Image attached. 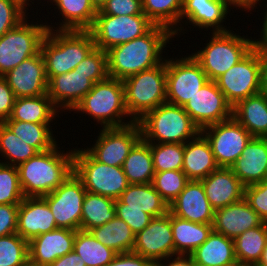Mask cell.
I'll return each mask as SVG.
<instances>
[{"label":"cell","instance_id":"26","mask_svg":"<svg viewBox=\"0 0 267 266\" xmlns=\"http://www.w3.org/2000/svg\"><path fill=\"white\" fill-rule=\"evenodd\" d=\"M230 169L245 187L264 181L267 174V138L253 137Z\"/></svg>","mask_w":267,"mask_h":266},{"label":"cell","instance_id":"47","mask_svg":"<svg viewBox=\"0 0 267 266\" xmlns=\"http://www.w3.org/2000/svg\"><path fill=\"white\" fill-rule=\"evenodd\" d=\"M27 10L17 0H0V37L25 20L29 14Z\"/></svg>","mask_w":267,"mask_h":266},{"label":"cell","instance_id":"50","mask_svg":"<svg viewBox=\"0 0 267 266\" xmlns=\"http://www.w3.org/2000/svg\"><path fill=\"white\" fill-rule=\"evenodd\" d=\"M97 14L116 16L144 14L142 0H107Z\"/></svg>","mask_w":267,"mask_h":266},{"label":"cell","instance_id":"14","mask_svg":"<svg viewBox=\"0 0 267 266\" xmlns=\"http://www.w3.org/2000/svg\"><path fill=\"white\" fill-rule=\"evenodd\" d=\"M86 192L82 180L73 172L57 189L42 196L50 207L57 228L80 229Z\"/></svg>","mask_w":267,"mask_h":266},{"label":"cell","instance_id":"31","mask_svg":"<svg viewBox=\"0 0 267 266\" xmlns=\"http://www.w3.org/2000/svg\"><path fill=\"white\" fill-rule=\"evenodd\" d=\"M59 111L48 94L35 97L15 98L14 106L8 120L37 124H52Z\"/></svg>","mask_w":267,"mask_h":266},{"label":"cell","instance_id":"63","mask_svg":"<svg viewBox=\"0 0 267 266\" xmlns=\"http://www.w3.org/2000/svg\"><path fill=\"white\" fill-rule=\"evenodd\" d=\"M264 181L267 183V174H266V176H265V179H264Z\"/></svg>","mask_w":267,"mask_h":266},{"label":"cell","instance_id":"3","mask_svg":"<svg viewBox=\"0 0 267 266\" xmlns=\"http://www.w3.org/2000/svg\"><path fill=\"white\" fill-rule=\"evenodd\" d=\"M95 47L90 31L48 29L41 44L48 81L74 70Z\"/></svg>","mask_w":267,"mask_h":266},{"label":"cell","instance_id":"13","mask_svg":"<svg viewBox=\"0 0 267 266\" xmlns=\"http://www.w3.org/2000/svg\"><path fill=\"white\" fill-rule=\"evenodd\" d=\"M219 167L230 168L253 136L232 116L201 130Z\"/></svg>","mask_w":267,"mask_h":266},{"label":"cell","instance_id":"1","mask_svg":"<svg viewBox=\"0 0 267 266\" xmlns=\"http://www.w3.org/2000/svg\"><path fill=\"white\" fill-rule=\"evenodd\" d=\"M173 38L166 27L154 25L143 36L111 47L107 50L108 76L123 81L159 65L165 59L163 50Z\"/></svg>","mask_w":267,"mask_h":266},{"label":"cell","instance_id":"6","mask_svg":"<svg viewBox=\"0 0 267 266\" xmlns=\"http://www.w3.org/2000/svg\"><path fill=\"white\" fill-rule=\"evenodd\" d=\"M231 29L226 32H211V39L200 50L191 52L193 58L201 65L210 81H215L231 67L236 65L252 49V37L240 35ZM251 38V39H250Z\"/></svg>","mask_w":267,"mask_h":266},{"label":"cell","instance_id":"11","mask_svg":"<svg viewBox=\"0 0 267 266\" xmlns=\"http://www.w3.org/2000/svg\"><path fill=\"white\" fill-rule=\"evenodd\" d=\"M154 24L145 14L116 16L96 14L89 30L97 48L103 51L146 34Z\"/></svg>","mask_w":267,"mask_h":266},{"label":"cell","instance_id":"9","mask_svg":"<svg viewBox=\"0 0 267 266\" xmlns=\"http://www.w3.org/2000/svg\"><path fill=\"white\" fill-rule=\"evenodd\" d=\"M28 21L29 17L0 37V76L41 51L48 27L42 20Z\"/></svg>","mask_w":267,"mask_h":266},{"label":"cell","instance_id":"39","mask_svg":"<svg viewBox=\"0 0 267 266\" xmlns=\"http://www.w3.org/2000/svg\"><path fill=\"white\" fill-rule=\"evenodd\" d=\"M73 250L81 256L86 266H105L117 252L96 240L90 231L77 230Z\"/></svg>","mask_w":267,"mask_h":266},{"label":"cell","instance_id":"60","mask_svg":"<svg viewBox=\"0 0 267 266\" xmlns=\"http://www.w3.org/2000/svg\"><path fill=\"white\" fill-rule=\"evenodd\" d=\"M91 2L97 10H100L107 0H91Z\"/></svg>","mask_w":267,"mask_h":266},{"label":"cell","instance_id":"45","mask_svg":"<svg viewBox=\"0 0 267 266\" xmlns=\"http://www.w3.org/2000/svg\"><path fill=\"white\" fill-rule=\"evenodd\" d=\"M24 198L17 167L0 163V204H20Z\"/></svg>","mask_w":267,"mask_h":266},{"label":"cell","instance_id":"30","mask_svg":"<svg viewBox=\"0 0 267 266\" xmlns=\"http://www.w3.org/2000/svg\"><path fill=\"white\" fill-rule=\"evenodd\" d=\"M232 116L253 136L267 138V96L261 92L239 101Z\"/></svg>","mask_w":267,"mask_h":266},{"label":"cell","instance_id":"25","mask_svg":"<svg viewBox=\"0 0 267 266\" xmlns=\"http://www.w3.org/2000/svg\"><path fill=\"white\" fill-rule=\"evenodd\" d=\"M206 197L216 210L244 198L245 186L230 168L219 167L206 178L201 179Z\"/></svg>","mask_w":267,"mask_h":266},{"label":"cell","instance_id":"24","mask_svg":"<svg viewBox=\"0 0 267 266\" xmlns=\"http://www.w3.org/2000/svg\"><path fill=\"white\" fill-rule=\"evenodd\" d=\"M263 222L243 198L215 210L213 231L234 240L246 230L260 226Z\"/></svg>","mask_w":267,"mask_h":266},{"label":"cell","instance_id":"53","mask_svg":"<svg viewBox=\"0 0 267 266\" xmlns=\"http://www.w3.org/2000/svg\"><path fill=\"white\" fill-rule=\"evenodd\" d=\"M105 266H154V264L148 258L131 251L117 253L115 258Z\"/></svg>","mask_w":267,"mask_h":266},{"label":"cell","instance_id":"21","mask_svg":"<svg viewBox=\"0 0 267 266\" xmlns=\"http://www.w3.org/2000/svg\"><path fill=\"white\" fill-rule=\"evenodd\" d=\"M169 212L194 223L213 224L215 209L206 197L201 180H189L169 204Z\"/></svg>","mask_w":267,"mask_h":266},{"label":"cell","instance_id":"5","mask_svg":"<svg viewBox=\"0 0 267 266\" xmlns=\"http://www.w3.org/2000/svg\"><path fill=\"white\" fill-rule=\"evenodd\" d=\"M137 122L142 138L148 143L184 144L201 132L183 106L168 102L148 111Z\"/></svg>","mask_w":267,"mask_h":266},{"label":"cell","instance_id":"34","mask_svg":"<svg viewBox=\"0 0 267 266\" xmlns=\"http://www.w3.org/2000/svg\"><path fill=\"white\" fill-rule=\"evenodd\" d=\"M122 169L129 184L152 183L155 170L150 143L141 138L125 159Z\"/></svg>","mask_w":267,"mask_h":266},{"label":"cell","instance_id":"2","mask_svg":"<svg viewBox=\"0 0 267 266\" xmlns=\"http://www.w3.org/2000/svg\"><path fill=\"white\" fill-rule=\"evenodd\" d=\"M58 146L60 143L17 166L25 197H42L51 193L74 172V149L65 152Z\"/></svg>","mask_w":267,"mask_h":266},{"label":"cell","instance_id":"33","mask_svg":"<svg viewBox=\"0 0 267 266\" xmlns=\"http://www.w3.org/2000/svg\"><path fill=\"white\" fill-rule=\"evenodd\" d=\"M125 208L141 209L153 218L169 212L168 203L155 190L152 183L129 184L118 198Z\"/></svg>","mask_w":267,"mask_h":266},{"label":"cell","instance_id":"10","mask_svg":"<svg viewBox=\"0 0 267 266\" xmlns=\"http://www.w3.org/2000/svg\"><path fill=\"white\" fill-rule=\"evenodd\" d=\"M166 58V100L184 106L209 81L191 54Z\"/></svg>","mask_w":267,"mask_h":266},{"label":"cell","instance_id":"44","mask_svg":"<svg viewBox=\"0 0 267 266\" xmlns=\"http://www.w3.org/2000/svg\"><path fill=\"white\" fill-rule=\"evenodd\" d=\"M189 179L182 170L155 172L152 185L168 205L181 193Z\"/></svg>","mask_w":267,"mask_h":266},{"label":"cell","instance_id":"35","mask_svg":"<svg viewBox=\"0 0 267 266\" xmlns=\"http://www.w3.org/2000/svg\"><path fill=\"white\" fill-rule=\"evenodd\" d=\"M89 231L97 241L117 253L133 251L135 234L124 220L116 216L104 225L94 227Z\"/></svg>","mask_w":267,"mask_h":266},{"label":"cell","instance_id":"4","mask_svg":"<svg viewBox=\"0 0 267 266\" xmlns=\"http://www.w3.org/2000/svg\"><path fill=\"white\" fill-rule=\"evenodd\" d=\"M73 111L87 114L102 128L124 127L135 122L126 108L123 81L109 76L96 82Z\"/></svg>","mask_w":267,"mask_h":266},{"label":"cell","instance_id":"59","mask_svg":"<svg viewBox=\"0 0 267 266\" xmlns=\"http://www.w3.org/2000/svg\"><path fill=\"white\" fill-rule=\"evenodd\" d=\"M257 264L261 266H267V242H266L265 248L263 249L261 258Z\"/></svg>","mask_w":267,"mask_h":266},{"label":"cell","instance_id":"12","mask_svg":"<svg viewBox=\"0 0 267 266\" xmlns=\"http://www.w3.org/2000/svg\"><path fill=\"white\" fill-rule=\"evenodd\" d=\"M215 82L232 107L239 101L260 93L261 53L253 48Z\"/></svg>","mask_w":267,"mask_h":266},{"label":"cell","instance_id":"43","mask_svg":"<svg viewBox=\"0 0 267 266\" xmlns=\"http://www.w3.org/2000/svg\"><path fill=\"white\" fill-rule=\"evenodd\" d=\"M28 241L14 233L0 237V266H27Z\"/></svg>","mask_w":267,"mask_h":266},{"label":"cell","instance_id":"54","mask_svg":"<svg viewBox=\"0 0 267 266\" xmlns=\"http://www.w3.org/2000/svg\"><path fill=\"white\" fill-rule=\"evenodd\" d=\"M267 1V0H266ZM263 2L266 3L264 4V8H265V12L262 11L264 14H263V17H262V29H260L261 31L260 32V37L258 39L256 38H252V44H253V48L255 50H257L258 52L260 53H267V2Z\"/></svg>","mask_w":267,"mask_h":266},{"label":"cell","instance_id":"36","mask_svg":"<svg viewBox=\"0 0 267 266\" xmlns=\"http://www.w3.org/2000/svg\"><path fill=\"white\" fill-rule=\"evenodd\" d=\"M267 242V222L243 232L234 239L235 256L239 266L259 262Z\"/></svg>","mask_w":267,"mask_h":266},{"label":"cell","instance_id":"56","mask_svg":"<svg viewBox=\"0 0 267 266\" xmlns=\"http://www.w3.org/2000/svg\"><path fill=\"white\" fill-rule=\"evenodd\" d=\"M49 266H86L85 262L81 260V256H79L74 250L65 254L62 257H59Z\"/></svg>","mask_w":267,"mask_h":266},{"label":"cell","instance_id":"28","mask_svg":"<svg viewBox=\"0 0 267 266\" xmlns=\"http://www.w3.org/2000/svg\"><path fill=\"white\" fill-rule=\"evenodd\" d=\"M211 145L200 132L194 139L184 143L182 171L189 180H201L217 170Z\"/></svg>","mask_w":267,"mask_h":266},{"label":"cell","instance_id":"22","mask_svg":"<svg viewBox=\"0 0 267 266\" xmlns=\"http://www.w3.org/2000/svg\"><path fill=\"white\" fill-rule=\"evenodd\" d=\"M76 231L56 228L43 233L28 242L29 264L49 266L59 257L73 251Z\"/></svg>","mask_w":267,"mask_h":266},{"label":"cell","instance_id":"37","mask_svg":"<svg viewBox=\"0 0 267 266\" xmlns=\"http://www.w3.org/2000/svg\"><path fill=\"white\" fill-rule=\"evenodd\" d=\"M116 216L115 199L86 192L82 204L80 229L89 231L104 225Z\"/></svg>","mask_w":267,"mask_h":266},{"label":"cell","instance_id":"62","mask_svg":"<svg viewBox=\"0 0 267 266\" xmlns=\"http://www.w3.org/2000/svg\"><path fill=\"white\" fill-rule=\"evenodd\" d=\"M247 266H261V265H259V264H250V265H247Z\"/></svg>","mask_w":267,"mask_h":266},{"label":"cell","instance_id":"41","mask_svg":"<svg viewBox=\"0 0 267 266\" xmlns=\"http://www.w3.org/2000/svg\"><path fill=\"white\" fill-rule=\"evenodd\" d=\"M37 153L34 147L22 141L4 123H0V163L17 167Z\"/></svg>","mask_w":267,"mask_h":266},{"label":"cell","instance_id":"55","mask_svg":"<svg viewBox=\"0 0 267 266\" xmlns=\"http://www.w3.org/2000/svg\"><path fill=\"white\" fill-rule=\"evenodd\" d=\"M225 5L229 8L230 7V10L233 11V8H236V10L240 9L242 12L244 10L247 11V12H250V14H253L251 13L254 8V12H256V8H257V4L263 8V6L260 5V3L262 2L261 0H222Z\"/></svg>","mask_w":267,"mask_h":266},{"label":"cell","instance_id":"8","mask_svg":"<svg viewBox=\"0 0 267 266\" xmlns=\"http://www.w3.org/2000/svg\"><path fill=\"white\" fill-rule=\"evenodd\" d=\"M74 173L87 192L115 200L129 186L122 167L100 163L83 147L74 148Z\"/></svg>","mask_w":267,"mask_h":266},{"label":"cell","instance_id":"51","mask_svg":"<svg viewBox=\"0 0 267 266\" xmlns=\"http://www.w3.org/2000/svg\"><path fill=\"white\" fill-rule=\"evenodd\" d=\"M19 204H0V237L17 233Z\"/></svg>","mask_w":267,"mask_h":266},{"label":"cell","instance_id":"19","mask_svg":"<svg viewBox=\"0 0 267 266\" xmlns=\"http://www.w3.org/2000/svg\"><path fill=\"white\" fill-rule=\"evenodd\" d=\"M16 98L47 94L48 79L41 51L2 76Z\"/></svg>","mask_w":267,"mask_h":266},{"label":"cell","instance_id":"32","mask_svg":"<svg viewBox=\"0 0 267 266\" xmlns=\"http://www.w3.org/2000/svg\"><path fill=\"white\" fill-rule=\"evenodd\" d=\"M174 256H189L213 231V224L194 223L171 214Z\"/></svg>","mask_w":267,"mask_h":266},{"label":"cell","instance_id":"49","mask_svg":"<svg viewBox=\"0 0 267 266\" xmlns=\"http://www.w3.org/2000/svg\"><path fill=\"white\" fill-rule=\"evenodd\" d=\"M244 199L259 217L267 222V183L262 181L246 186Z\"/></svg>","mask_w":267,"mask_h":266},{"label":"cell","instance_id":"40","mask_svg":"<svg viewBox=\"0 0 267 266\" xmlns=\"http://www.w3.org/2000/svg\"><path fill=\"white\" fill-rule=\"evenodd\" d=\"M182 6L183 0H142V11L149 20L172 34L180 27Z\"/></svg>","mask_w":267,"mask_h":266},{"label":"cell","instance_id":"46","mask_svg":"<svg viewBox=\"0 0 267 266\" xmlns=\"http://www.w3.org/2000/svg\"><path fill=\"white\" fill-rule=\"evenodd\" d=\"M84 74H91L95 84L108 77L107 51L95 47L74 69Z\"/></svg>","mask_w":267,"mask_h":266},{"label":"cell","instance_id":"7","mask_svg":"<svg viewBox=\"0 0 267 266\" xmlns=\"http://www.w3.org/2000/svg\"><path fill=\"white\" fill-rule=\"evenodd\" d=\"M125 104L135 122L166 100V57L157 66L123 80Z\"/></svg>","mask_w":267,"mask_h":266},{"label":"cell","instance_id":"16","mask_svg":"<svg viewBox=\"0 0 267 266\" xmlns=\"http://www.w3.org/2000/svg\"><path fill=\"white\" fill-rule=\"evenodd\" d=\"M185 112L200 131L232 117V106L227 102L215 81H208L184 106Z\"/></svg>","mask_w":267,"mask_h":266},{"label":"cell","instance_id":"29","mask_svg":"<svg viewBox=\"0 0 267 266\" xmlns=\"http://www.w3.org/2000/svg\"><path fill=\"white\" fill-rule=\"evenodd\" d=\"M189 256L197 266L239 265L235 256L234 240L215 231Z\"/></svg>","mask_w":267,"mask_h":266},{"label":"cell","instance_id":"17","mask_svg":"<svg viewBox=\"0 0 267 266\" xmlns=\"http://www.w3.org/2000/svg\"><path fill=\"white\" fill-rule=\"evenodd\" d=\"M230 12V8L222 0H183L180 27L173 33V36L175 38L176 35L178 37L181 33H186L187 27L184 29L186 25L194 26L193 29L196 27V29H205L204 31L211 29L210 32L229 31L231 28L229 26L227 28L223 23L226 22L227 17L231 16Z\"/></svg>","mask_w":267,"mask_h":266},{"label":"cell","instance_id":"52","mask_svg":"<svg viewBox=\"0 0 267 266\" xmlns=\"http://www.w3.org/2000/svg\"><path fill=\"white\" fill-rule=\"evenodd\" d=\"M15 98L13 90L8 86L7 81L0 76V123L10 117Z\"/></svg>","mask_w":267,"mask_h":266},{"label":"cell","instance_id":"38","mask_svg":"<svg viewBox=\"0 0 267 266\" xmlns=\"http://www.w3.org/2000/svg\"><path fill=\"white\" fill-rule=\"evenodd\" d=\"M12 133L22 141L34 147L38 152L53 148L58 142L54 136L51 124L27 123L5 120L3 122Z\"/></svg>","mask_w":267,"mask_h":266},{"label":"cell","instance_id":"42","mask_svg":"<svg viewBox=\"0 0 267 266\" xmlns=\"http://www.w3.org/2000/svg\"><path fill=\"white\" fill-rule=\"evenodd\" d=\"M155 172L182 170L184 144L150 143Z\"/></svg>","mask_w":267,"mask_h":266},{"label":"cell","instance_id":"18","mask_svg":"<svg viewBox=\"0 0 267 266\" xmlns=\"http://www.w3.org/2000/svg\"><path fill=\"white\" fill-rule=\"evenodd\" d=\"M133 252L148 258L153 264L174 256L171 213L155 217L135 235Z\"/></svg>","mask_w":267,"mask_h":266},{"label":"cell","instance_id":"58","mask_svg":"<svg viewBox=\"0 0 267 266\" xmlns=\"http://www.w3.org/2000/svg\"><path fill=\"white\" fill-rule=\"evenodd\" d=\"M260 92L267 96V53H261V88Z\"/></svg>","mask_w":267,"mask_h":266},{"label":"cell","instance_id":"48","mask_svg":"<svg viewBox=\"0 0 267 266\" xmlns=\"http://www.w3.org/2000/svg\"><path fill=\"white\" fill-rule=\"evenodd\" d=\"M115 213L116 217L124 220L129 225L135 235L142 231L153 219L151 215L141 209L125 208V204L119 199L115 200Z\"/></svg>","mask_w":267,"mask_h":266},{"label":"cell","instance_id":"61","mask_svg":"<svg viewBox=\"0 0 267 266\" xmlns=\"http://www.w3.org/2000/svg\"><path fill=\"white\" fill-rule=\"evenodd\" d=\"M18 2H20L23 6H25L26 8L28 7V11H30L31 9H29L30 6H32L31 4L35 5L34 0H17ZM31 2V3H30Z\"/></svg>","mask_w":267,"mask_h":266},{"label":"cell","instance_id":"23","mask_svg":"<svg viewBox=\"0 0 267 266\" xmlns=\"http://www.w3.org/2000/svg\"><path fill=\"white\" fill-rule=\"evenodd\" d=\"M56 221L43 197H25L18 208L17 234L28 242L56 229Z\"/></svg>","mask_w":267,"mask_h":266},{"label":"cell","instance_id":"15","mask_svg":"<svg viewBox=\"0 0 267 266\" xmlns=\"http://www.w3.org/2000/svg\"><path fill=\"white\" fill-rule=\"evenodd\" d=\"M94 145L86 150L100 163L122 167L134 145L142 138L138 122L117 128H101Z\"/></svg>","mask_w":267,"mask_h":266},{"label":"cell","instance_id":"27","mask_svg":"<svg viewBox=\"0 0 267 266\" xmlns=\"http://www.w3.org/2000/svg\"><path fill=\"white\" fill-rule=\"evenodd\" d=\"M46 2L49 6L51 5L54 8L50 11L51 13L53 10L56 12V9H58L56 13H59L57 16H59L61 20L60 22H55L57 25L56 27L55 24L54 26L48 24L46 20V26L50 30L89 31L98 13V10L94 7L91 0H47Z\"/></svg>","mask_w":267,"mask_h":266},{"label":"cell","instance_id":"20","mask_svg":"<svg viewBox=\"0 0 267 266\" xmlns=\"http://www.w3.org/2000/svg\"><path fill=\"white\" fill-rule=\"evenodd\" d=\"M94 83L91 74L72 70L53 76L48 81V96L60 111L72 112L83 97L90 92Z\"/></svg>","mask_w":267,"mask_h":266},{"label":"cell","instance_id":"57","mask_svg":"<svg viewBox=\"0 0 267 266\" xmlns=\"http://www.w3.org/2000/svg\"><path fill=\"white\" fill-rule=\"evenodd\" d=\"M175 257V258H174ZM154 266H197L190 256L176 255L158 261Z\"/></svg>","mask_w":267,"mask_h":266}]
</instances>
